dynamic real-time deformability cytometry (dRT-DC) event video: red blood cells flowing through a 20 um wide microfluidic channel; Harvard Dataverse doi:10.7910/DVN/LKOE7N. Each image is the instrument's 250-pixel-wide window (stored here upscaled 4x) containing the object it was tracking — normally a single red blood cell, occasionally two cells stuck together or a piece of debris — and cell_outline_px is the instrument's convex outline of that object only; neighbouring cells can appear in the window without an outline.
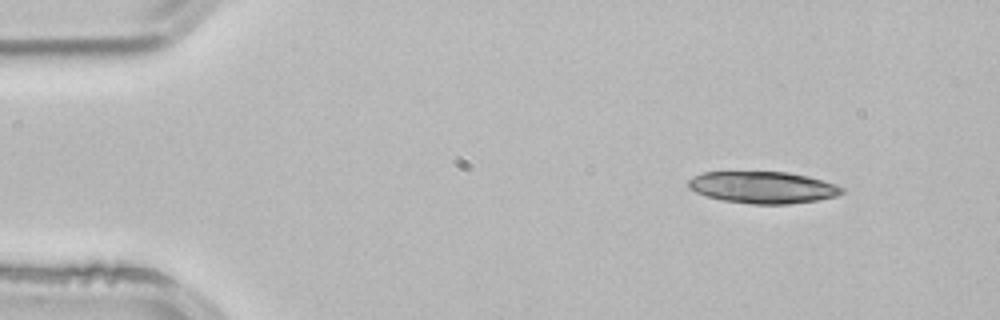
{"species": "common noctule bat (a hibernating species)", "species_latin": "Nyctalus noctula", "temperature_condition": "room temperature", "stored_images_in_passage": 3, "camera_frame_rate_fps": 3000, "um_per_image_px": 0.085, "animal": {"sex": "male", "body_mass_g": 21.5, "forearm_length_mm": 52.0}, "frame": {"image": 1, "passage_image": 1, "time_ms": 0.0, "image_size_px": [1000, 320], "cell_outline_px": [[844, 192], [836, 196], [816, 200], [788, 204], [752, 204], [724, 200], [708, 196], [696, 192], [688, 188], [688, 180], [692, 176], [704, 172], [788, 172], [808, 176], [836, 184], [844, 188]], "centroid_in_image_um": [64.85, 15.92], "position_along_channel_um": 20.2, "area_um2": 28.38}}